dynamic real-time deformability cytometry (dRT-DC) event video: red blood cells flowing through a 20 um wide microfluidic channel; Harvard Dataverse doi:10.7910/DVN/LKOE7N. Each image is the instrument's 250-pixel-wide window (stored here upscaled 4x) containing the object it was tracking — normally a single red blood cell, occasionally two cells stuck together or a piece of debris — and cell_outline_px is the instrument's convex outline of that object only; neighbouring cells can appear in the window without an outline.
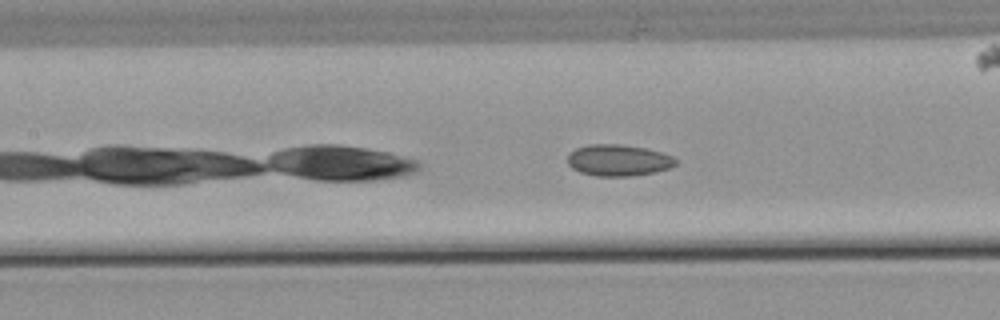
{"species": "common noctule bat (a hibernating species)", "species_latin": "Nyctalus noctula", "temperature_condition": "warm", "stored_images_in_passage": 20, "camera_frame_rate_fps": 3000, "um_per_image_px": 0.085, "animal": {"sex": "male", "body_mass_g": 21.5, "forearm_length_mm": 52.0}, "frame": {"image": 1, "passage_image": 9, "time_ms": 2.667, "image_size_px": [1000, 320], "cell_outline_px": [[676, 164], [668, 168], [656, 172], [632, 176], [596, 176], [580, 172], [572, 168], [568, 164], [568, 156], [576, 148], [588, 144], [620, 144], [644, 148], [660, 152], [672, 156], [676, 160]], "centroid_in_image_um": [52.55, 13.63], "position_along_channel_um": 154.9, "area_um2": 19.71}}
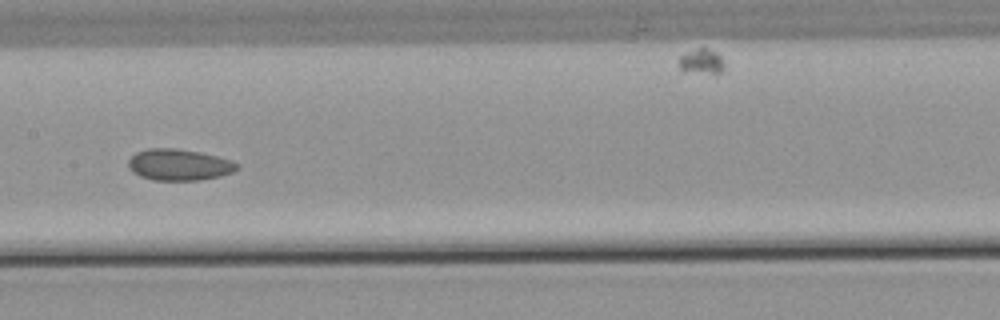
{"frame": {"image": 2, "passage_image": 12, "time_ms": 3.667, "image_size_px": [1000, 320], "cell_outline_px": [[240, 168], [232, 172], [220, 176], [200, 180], [152, 180], [140, 176], [132, 172], [128, 168], [128, 160], [136, 152], [148, 148], [176, 148], [200, 152], [232, 160], [240, 164]], "centroid_in_image_um": [15.22, 14.0], "position_along_channel_um": 192.2, "area_um2": 20.06}}
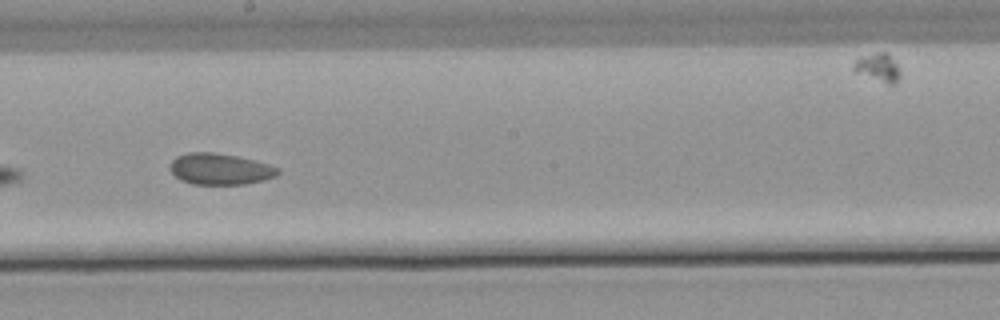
{"frame": {"image": 3, "passage_image": 15, "time_ms": 4.667, "image_size_px": [1000, 320], "cell_outline_px": [[280, 172], [276, 176], [264, 180], [244, 184], [192, 184], [180, 180], [172, 172], [172, 160], [176, 156], [188, 152], [216, 152], [236, 156], [268, 164], [280, 168]], "centroid_in_image_um": [18.72, 14.36], "position_along_channel_um": 229.5, "area_um2": 19.54}}